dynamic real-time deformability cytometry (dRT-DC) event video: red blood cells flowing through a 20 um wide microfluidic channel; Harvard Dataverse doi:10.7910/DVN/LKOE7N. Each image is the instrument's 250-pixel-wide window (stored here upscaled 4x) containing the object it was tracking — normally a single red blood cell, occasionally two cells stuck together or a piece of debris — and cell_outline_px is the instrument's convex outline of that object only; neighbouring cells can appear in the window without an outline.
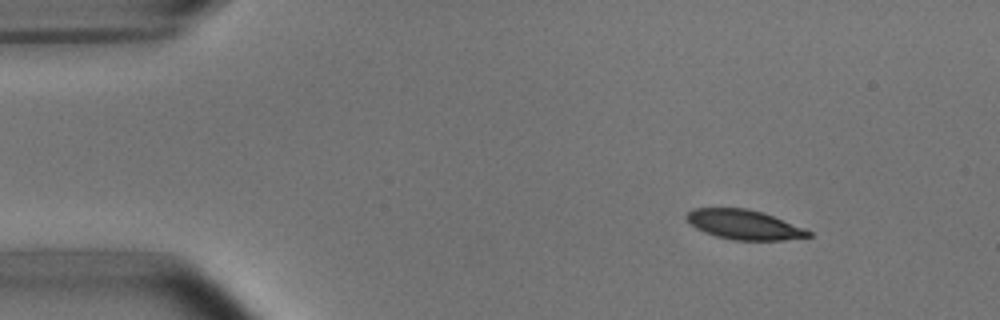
{"species": "common noctule bat (a hibernating species)", "species_latin": "Nyctalus noctula", "temperature_condition": "room temperature", "stored_images_in_passage": 5, "camera_frame_rate_fps": 3000, "um_per_image_px": 0.085, "animal": {"sex": "male", "body_mass_g": 15.6}, "frame": {"image": 1, "passage_image": 1, "time_ms": 0.0, "image_size_px": [1000, 320], "cell_outline_px": [[812, 236], [784, 240], [732, 240], [716, 236], [696, 228], [684, 216], [692, 208], [744, 208], [764, 212], [804, 228], [812, 232]], "centroid_in_image_um": [63.26, 19.09], "position_along_channel_um": 21.7, "area_um2": 20.98}}
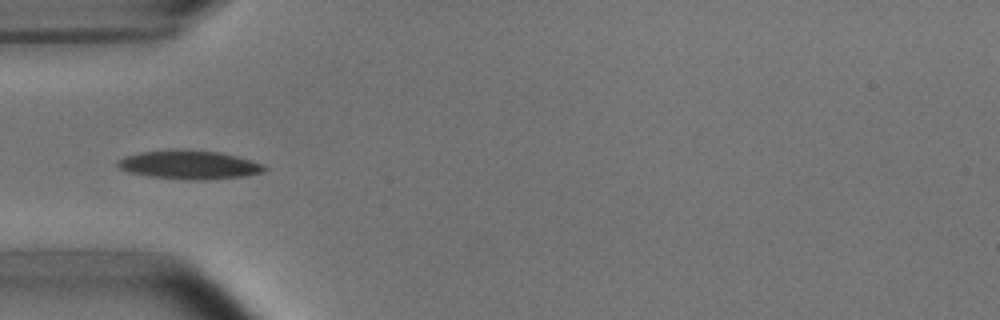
{"frame": {"image": 2, "passage_image": 4, "time_ms": 3.333, "image_size_px": [1000, 320], "cell_outline_px": [[268, 168], [264, 172], [248, 176], [208, 180], [188, 180], [148, 176], [128, 172], [120, 168], [116, 164], [116, 160], [124, 156], [140, 152], [180, 148], [188, 148], [220, 152], [236, 156], [260, 164]], "centroid_in_image_um": [16.06, 14.0], "position_along_channel_um": 68.9, "area_um2": 25.03}}